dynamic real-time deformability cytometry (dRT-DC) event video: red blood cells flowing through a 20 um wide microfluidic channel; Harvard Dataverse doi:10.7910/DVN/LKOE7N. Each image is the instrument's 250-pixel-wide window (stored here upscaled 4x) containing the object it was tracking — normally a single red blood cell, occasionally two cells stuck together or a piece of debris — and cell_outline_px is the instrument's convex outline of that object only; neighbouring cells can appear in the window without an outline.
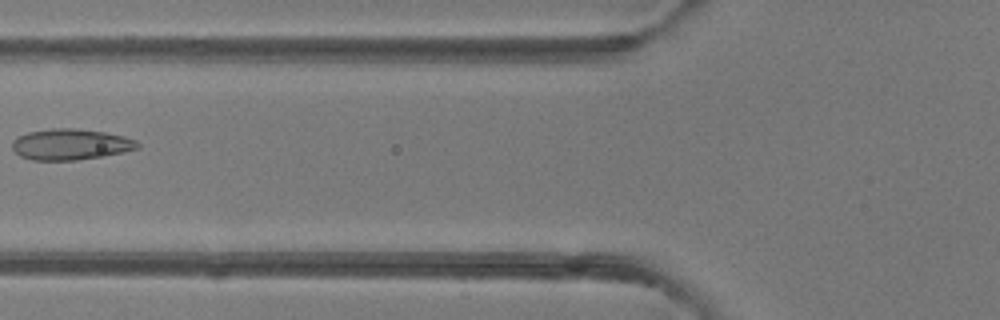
{"species": "common noctule bat (a hibernating species)", "species_latin": "Nyctalus noctula", "temperature_condition": "room temperature", "stored_images_in_passage": 5, "camera_frame_rate_fps": 3000, "um_per_image_px": 0.085, "animal": {"sex": "female"}, "frame": {"image": 1, "passage_image": 5, "time_ms": 5.333, "image_size_px": [1000, 320], "cell_outline_px": [[140, 148], [124, 152], [104, 156], [76, 160], [32, 160], [20, 156], [12, 148], [12, 140], [28, 132], [52, 128], [72, 128], [104, 132], [124, 136], [136, 140], [140, 144]], "centroid_in_image_um": [6.02, 12.27], "position_along_channel_um": 119.8, "area_um2": 22.66}}